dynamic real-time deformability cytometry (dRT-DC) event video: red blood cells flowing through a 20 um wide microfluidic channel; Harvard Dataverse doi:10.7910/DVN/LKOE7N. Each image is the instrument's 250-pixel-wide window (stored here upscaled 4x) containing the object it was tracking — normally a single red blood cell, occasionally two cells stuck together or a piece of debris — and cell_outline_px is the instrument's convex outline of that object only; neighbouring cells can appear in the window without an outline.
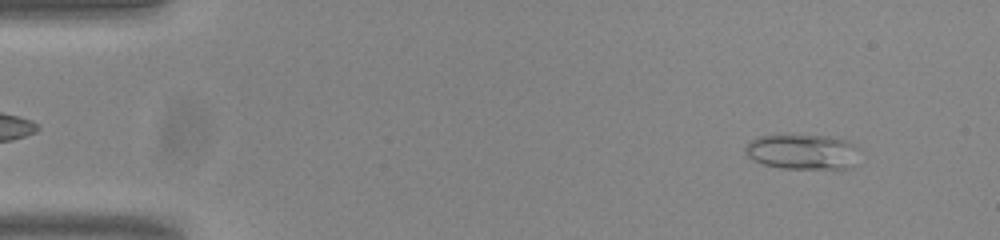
{"species": "common noctule bat (a hibernating species)", "species_latin": "Nyctalus noctula", "temperature_condition": "room temperature", "stored_images_in_passage": 52, "camera_frame_rate_fps": 3000, "um_per_image_px": 0.085, "animal": {"sex": "male", "body_mass_g": 20.0, "forearm_length_mm": 53.3}, "frame": {"image": 1, "passage_image": 4, "time_ms": 1.0, "image_size_px": [1000, 240], "cell_outline_px": [[860, 148], [852, 168], [832, 172], [780, 168], [764, 164], [748, 156], [744, 152], [744, 148], [752, 140], [760, 136], [828, 136], [848, 140]], "centroid_in_image_um": [68.33, 12.97], "position_along_channel_um": 16.7, "area_um2": 24.16}}
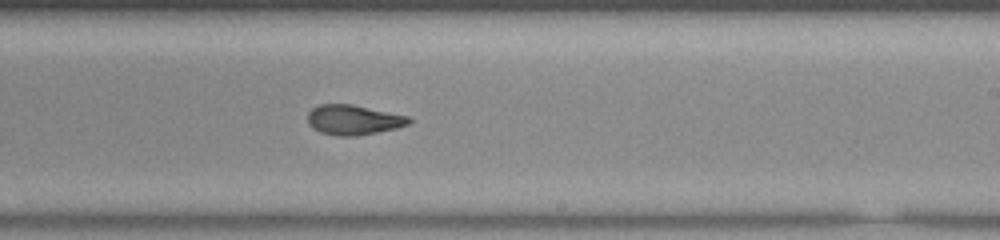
{"frame": {"image": 2, "passage_image": 31, "time_ms": 10.0, "image_size_px": [1000, 240], "cell_outline_px": [[412, 120], [408, 124], [396, 128], [356, 136], [340, 136], [320, 132], [312, 128], [308, 124], [308, 112], [312, 108], [320, 104], [352, 104], [408, 116]], "centroid_in_image_um": [30.01, 10.18], "position_along_channel_um": 259.0, "area_um2": 17.57}}
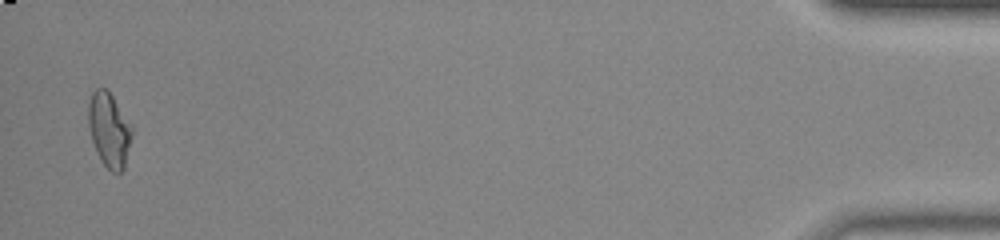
{"frame": {"image": 3, "passage_image": 51, "time_ms": 16.667, "image_size_px": [1000, 240], "cell_outline_px": [[132, 132], [124, 168], [120, 172], [112, 172], [100, 160], [92, 140], [88, 128], [88, 104], [92, 92], [96, 88], [108, 88], [132, 124]], "centroid_in_image_um": [9.27, 10.98], "position_along_channel_um": 425.9, "area_um2": 19.02}, "authors_computed_cell_mechanics": {"area_um2": 18.5538, "velocity_mm_per_s": 3.8342, "shape_relaxation_time_tau1_ms": null, "shape_relaxation_time_tau2_ms": 1.6135, "deformation_change_tau1": null, "deformation_change_tau2": 0.0816}}